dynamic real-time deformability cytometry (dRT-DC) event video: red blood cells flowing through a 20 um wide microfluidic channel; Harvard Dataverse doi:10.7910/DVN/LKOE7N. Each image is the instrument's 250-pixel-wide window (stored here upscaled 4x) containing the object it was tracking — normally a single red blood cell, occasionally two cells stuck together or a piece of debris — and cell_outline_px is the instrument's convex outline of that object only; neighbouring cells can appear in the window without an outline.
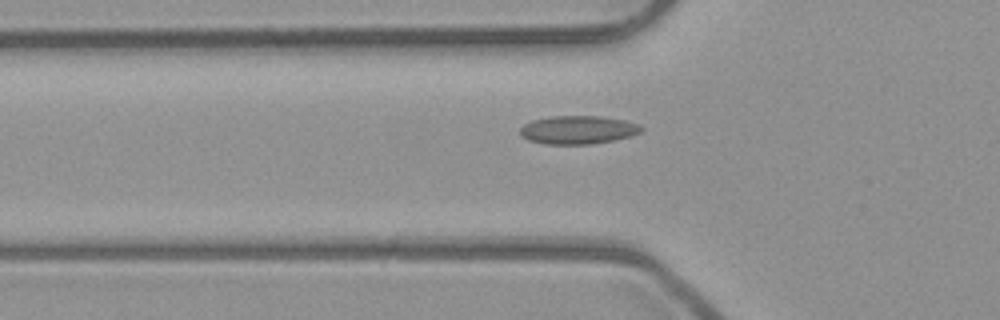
{"species": "common noctule bat (a hibernating species)", "species_latin": "Nyctalus noctula", "temperature_condition": "room temperature", "stored_images_in_passage": 49, "camera_frame_rate_fps": 3000, "um_per_image_px": 0.085, "animal": {"sex": "male", "body_mass_g": 23.1, "forearm_length_mm": 52.7}, "frame": {"image": 1, "passage_image": 18, "time_ms": 5.667, "image_size_px": [1000, 320], "cell_outline_px": [[644, 128], [640, 132], [616, 140], [592, 144], [548, 144], [528, 140], [520, 136], [520, 128], [524, 124], [532, 120], [548, 116], [600, 116], [624, 120], [640, 124]], "centroid_in_image_um": [49.12, 11.03], "position_along_channel_um": 76.7, "area_um2": 20.11}}
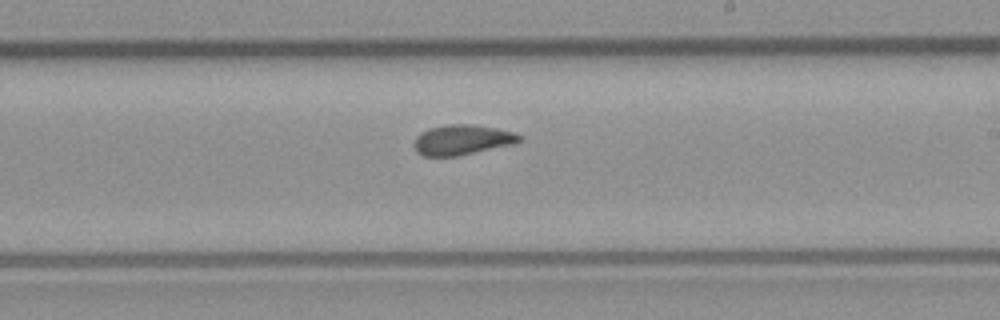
{"frame": {"image": 2, "passage_image": 31, "time_ms": 10.0, "image_size_px": [1000, 320], "cell_outline_px": [[524, 140], [512, 144], [456, 156], [424, 156], [416, 152], [412, 144], [416, 136], [420, 132], [428, 128], [448, 124], [472, 124], [496, 128], [516, 132], [524, 136]], "centroid_in_image_um": [39.28, 11.87], "position_along_channel_um": 249.7, "area_um2": 18.73}}
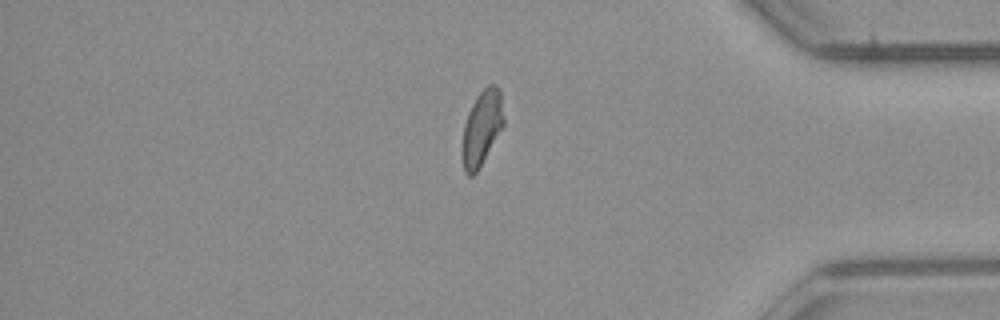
{"frame": {"image": 3, "passage_image": 44, "time_ms": 14.333, "image_size_px": [1000, 320], "cell_outline_px": [[504, 124], [476, 172], [472, 176], [468, 176], [464, 172], [460, 152], [464, 124], [468, 112], [476, 96], [488, 84], [496, 84], [500, 88], [504, 120]], "centroid_in_image_um": [40.92, 10.86], "position_along_channel_um": 394.3, "area_um2": 18.21}, "authors_computed_cell_mechanics": {"area_um2": 18.6694, "velocity_mm_per_s": 3.968, "shape_relaxation_time_tau1_ms": null, "shape_relaxation_time_tau2_ms": 1.8279, "deformation_change_tau1": null, "deformation_change_tau2": 0.0776}}